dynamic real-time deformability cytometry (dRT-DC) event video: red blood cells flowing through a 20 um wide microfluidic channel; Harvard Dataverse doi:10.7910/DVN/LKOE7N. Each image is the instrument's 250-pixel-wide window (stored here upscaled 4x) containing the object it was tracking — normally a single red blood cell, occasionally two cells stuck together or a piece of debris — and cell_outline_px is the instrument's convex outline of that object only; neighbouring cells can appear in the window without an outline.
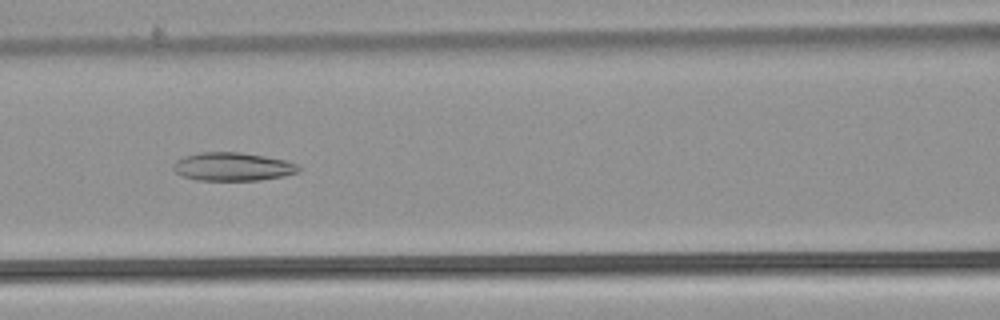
{"species": "common noctule bat (a hibernating species)", "species_latin": "Nyctalus noctula", "temperature_condition": "warm", "stored_images_in_passage": 43, "camera_frame_rate_fps": 3000, "um_per_image_px": 0.085, "animal": {"sex": "male", "body_mass_g": 21.5, "forearm_length_mm": 52.0}, "frame": {"image": 1, "passage_image": 14, "time_ms": 4.333, "image_size_px": [1000, 320], "cell_outline_px": [[300, 172], [284, 176], [260, 180], [196, 180], [180, 176], [172, 168], [176, 160], [184, 156], [200, 152], [236, 152], [264, 156], [284, 160], [296, 164], [300, 168]], "centroid_in_image_um": [19.75, 14.17], "position_along_channel_um": 146.8, "area_um2": 20.69}}
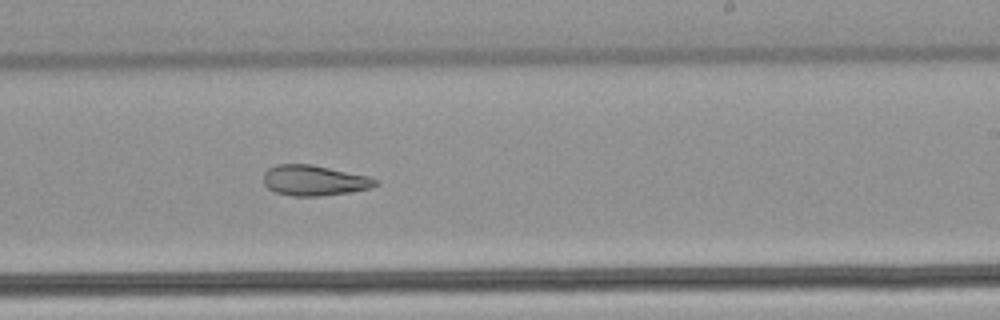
{"frame": {"image": 2, "passage_image": 23, "time_ms": 7.333, "image_size_px": [1000, 320], "cell_outline_px": [[376, 184], [368, 188], [352, 192], [320, 196], [292, 196], [276, 192], [268, 188], [264, 184], [264, 172], [268, 168], [276, 164], [312, 164], [368, 176], [376, 180]], "centroid_in_image_um": [26.66, 15.33], "position_along_channel_um": 262.3, "area_um2": 19.77}}
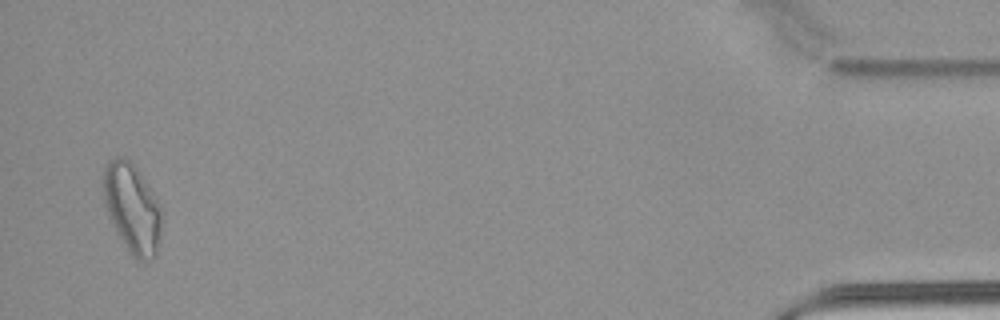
{"frame": {"image": 3, "passage_image": 42, "time_ms": 13.667, "image_size_px": [1000, 320], "cell_outline_px": [[160, 240], [156, 256], [152, 260], [144, 264], [132, 256], [128, 252], [120, 240], [108, 216], [104, 204], [104, 168], [116, 156], [120, 156], [128, 160], [136, 168], [160, 204]], "centroid_in_image_um": [11.24, 17.8], "position_along_channel_um": 424.0, "area_um2": 30.29}, "authors_computed_cell_mechanics": {"area_um2": 23.0044, "velocity_mm_per_s": 3.8628, "shape_relaxation_time_tau1_ms": null, "shape_relaxation_time_tau2_ms": 6.576, "deformation_change_tau1": null, "deformation_change_tau2": 0.1693}}